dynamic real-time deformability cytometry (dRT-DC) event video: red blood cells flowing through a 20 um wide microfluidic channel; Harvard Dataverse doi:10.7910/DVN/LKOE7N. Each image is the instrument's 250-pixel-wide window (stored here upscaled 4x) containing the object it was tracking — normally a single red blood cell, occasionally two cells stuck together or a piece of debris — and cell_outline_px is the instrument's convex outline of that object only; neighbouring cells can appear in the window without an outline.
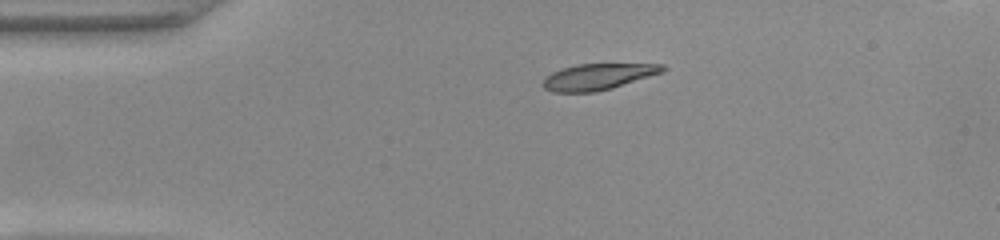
{"species": "common noctule bat (a hibernating species)", "species_latin": "Nyctalus noctula", "temperature_condition": "warm", "stored_images_in_passage": 42, "camera_frame_rate_fps": 3000, "um_per_image_px": 0.085, "animal": {"sex": "female", "body_mass_g": 22.0, "forearm_length_mm": 56.7}, "frame": {"image": 1, "passage_image": 1, "time_ms": 0.0, "image_size_px": [1000, 240], "cell_outline_px": [[668, 68], [664, 72], [612, 88], [596, 92], [552, 92], [544, 88], [540, 84], [544, 76], [552, 72], [576, 64], [664, 64]], "centroid_in_image_um": [50.82, 6.52], "position_along_channel_um": 34.2, "area_um2": 18.44}}
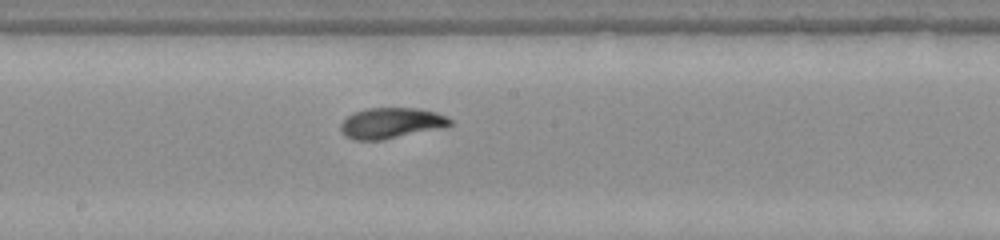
{"frame": {"image": 2, "passage_image": 18, "time_ms": 5.667, "image_size_px": [1000, 240], "cell_outline_px": [[452, 124], [448, 128], [384, 140], [352, 140], [344, 136], [340, 132], [340, 124], [352, 112], [364, 108], [416, 108], [436, 112], [448, 116], [452, 120]], "centroid_in_image_um": [33.28, 10.48], "position_along_channel_um": 214.9, "area_um2": 20.29}}
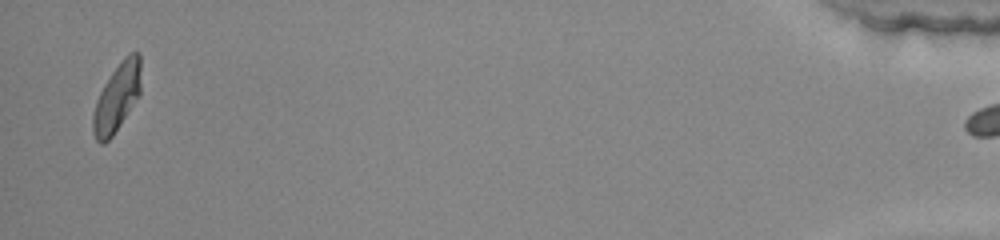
{"frame": {"image": 3, "passage_image": 41, "time_ms": 13.333, "image_size_px": [1000, 240], "cell_outline_px": [[140, 92], [120, 124], [112, 136], [104, 144], [100, 144], [96, 140], [92, 132], [92, 116], [96, 100], [104, 84], [120, 60], [128, 52], [140, 52]], "centroid_in_image_um": [9.91, 8.27], "position_along_channel_um": 425.3, "area_um2": 18.9}, "authors_computed_cell_mechanics": {"area_um2": 19.2185, "velocity_mm_per_s": 3.918, "shape_relaxation_time_tau1_ms": 4.1201, "shape_relaxation_time_tau2_ms": 1.3043, "deformation_change_tau1": 0.2029, "deformation_change_tau2": 0.0707}}